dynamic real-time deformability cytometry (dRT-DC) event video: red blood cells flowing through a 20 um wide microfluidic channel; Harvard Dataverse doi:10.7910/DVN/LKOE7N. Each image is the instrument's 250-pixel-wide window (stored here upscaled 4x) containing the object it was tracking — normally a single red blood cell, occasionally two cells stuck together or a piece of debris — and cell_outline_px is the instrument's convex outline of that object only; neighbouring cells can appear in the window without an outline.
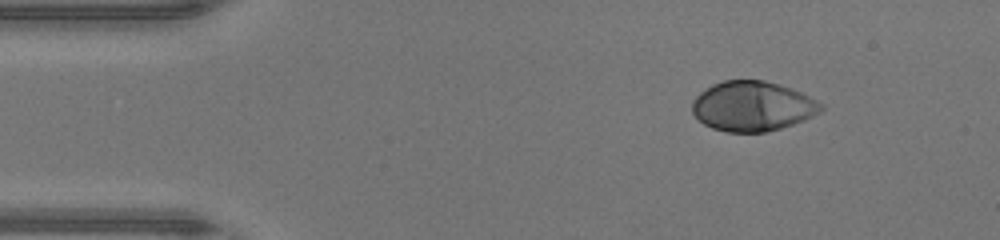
{"species": "human", "species_latin": "Homo sapiens", "temperature_condition": "warm", "stored_images_in_passage": 42, "camera_frame_rate_fps": 3000, "um_per_image_px": 0.085, "donor": {"sex": "male"}, "frame": {"image": 1, "passage_image": 1, "time_ms": 0.0, "image_size_px": [1000, 240], "cell_outline_px": [[824, 108], [820, 112], [804, 120], [780, 128], [764, 132], [728, 132], [712, 128], [704, 124], [692, 112], [692, 100], [700, 92], [712, 84], [724, 80], [764, 80], [780, 84], [792, 88], [824, 104]], "centroid_in_image_um": [63.96, 9.02], "position_along_channel_um": 21.0, "area_um2": 37.45}}
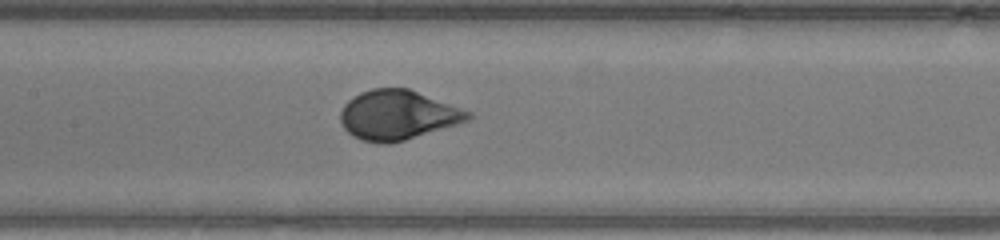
{"frame": {"image": 2, "passage_image": 17, "time_ms": 5.333, "image_size_px": [1000, 240], "cell_outline_px": [[472, 116], [468, 120], [456, 124], [404, 140], [388, 144], [380, 144], [360, 140], [352, 136], [344, 128], [340, 120], [340, 112], [344, 104], [348, 100], [360, 92], [372, 88], [408, 88], [472, 112]], "centroid_in_image_um": [33.76, 9.78], "position_along_channel_um": 173.6, "area_um2": 36.7}}
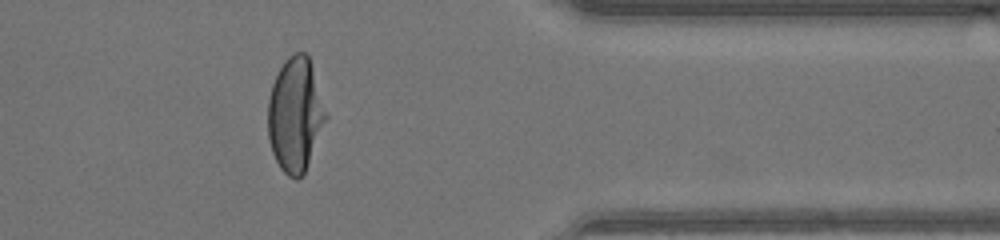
{"frame": {"image": 3, "passage_image": 33, "time_ms": 10.667, "image_size_px": [1000, 240], "cell_outline_px": [[328, 116], [304, 172], [296, 180], [288, 176], [280, 168], [272, 152], [268, 136], [268, 100], [272, 84], [284, 60], [288, 56], [296, 52], [304, 52], [308, 56]], "centroid_in_image_um": [25.08, 9.75], "position_along_channel_um": 386.3, "area_um2": 38.09}, "authors_computed_cell_mechanics": {"area_um2": 37.859, "velocity_mm_per_s": 4.3633, "shape_relaxation_time_tau1_ms": 2.6943, "shape_relaxation_time_tau2_ms": null, "deformation_change_tau1": 0.19, "deformation_change_tau2": null}}